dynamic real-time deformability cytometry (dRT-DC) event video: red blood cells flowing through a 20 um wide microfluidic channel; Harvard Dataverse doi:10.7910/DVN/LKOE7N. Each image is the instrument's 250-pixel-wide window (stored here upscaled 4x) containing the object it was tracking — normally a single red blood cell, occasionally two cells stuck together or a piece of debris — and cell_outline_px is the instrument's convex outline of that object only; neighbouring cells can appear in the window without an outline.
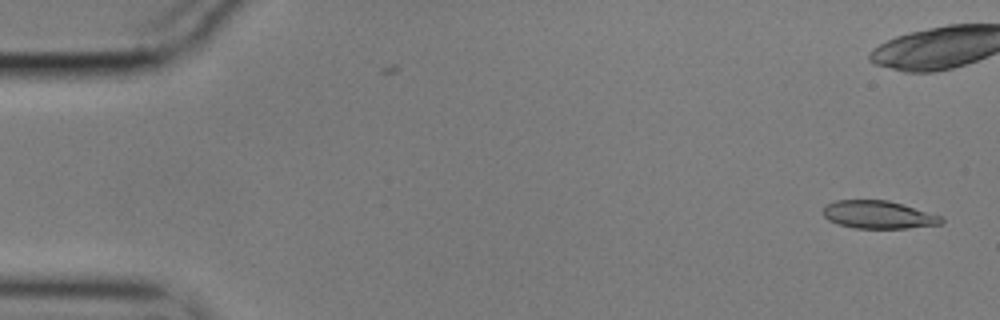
{"species": "common noctule bat (a hibernating species)", "species_latin": "Nyctalus noctula", "temperature_condition": "cold", "stored_images_in_passage": 50, "camera_frame_rate_fps": 3000, "um_per_image_px": 0.085, "animal": {"sex": "male", "body_mass_g": 17.9}, "frame": {"image": 1, "passage_image": 1, "time_ms": 0.0, "image_size_px": [1000, 320], "cell_outline_px": [[944, 220], [940, 224], [908, 228], [856, 228], [840, 224], [828, 220], [824, 216], [824, 208], [828, 204], [836, 200], [888, 200], [940, 216]], "centroid_in_image_um": [74.65, 18.25], "position_along_channel_um": 10.4, "area_um2": 18.79}}
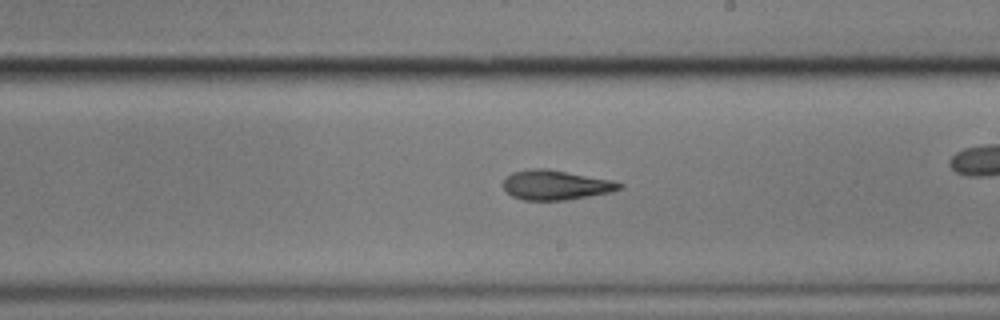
{"frame": {"image": 2, "passage_image": 31, "time_ms": 10.0, "image_size_px": [1000, 320], "cell_outline_px": [[624, 188], [612, 192], [568, 200], [524, 200], [512, 196], [504, 188], [504, 180], [512, 172], [532, 168], [548, 168], [612, 180], [624, 184]], "centroid_in_image_um": [47.29, 15.72], "position_along_channel_um": 241.7, "area_um2": 20.23}}
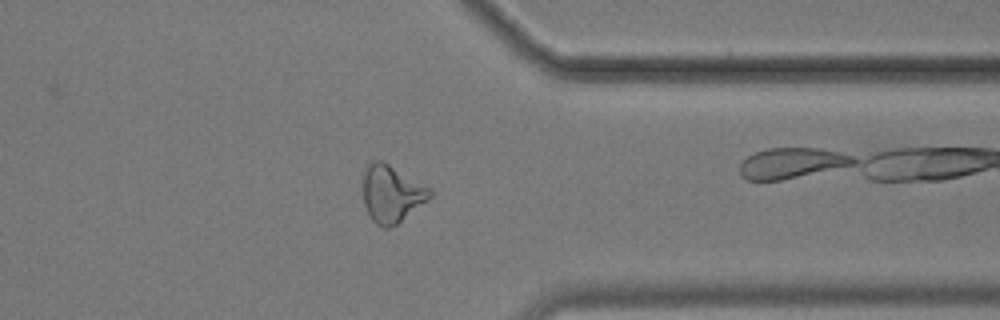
{"frame": {"image": 3, "passage_image": 43, "time_ms": 14.0, "image_size_px": [1000, 320], "cell_outline_px": [[432, 196], [396, 224], [388, 228], [384, 228], [376, 224], [372, 220], [364, 204], [364, 172], [368, 164], [372, 160], [384, 160], [432, 188]], "centroid_in_image_um": [33.3, 16.43], "position_along_channel_um": 378.1, "area_um2": 22.25}, "authors_computed_cell_mechanics": {"area_um2": 20.519, "velocity_mm_per_s": 3.5589, "shape_relaxation_time_tau1_ms": 6.266, "shape_relaxation_time_tau2_ms": 5.5142, "deformation_change_tau1": 0.1534, "deformation_change_tau2": 0.1517}}